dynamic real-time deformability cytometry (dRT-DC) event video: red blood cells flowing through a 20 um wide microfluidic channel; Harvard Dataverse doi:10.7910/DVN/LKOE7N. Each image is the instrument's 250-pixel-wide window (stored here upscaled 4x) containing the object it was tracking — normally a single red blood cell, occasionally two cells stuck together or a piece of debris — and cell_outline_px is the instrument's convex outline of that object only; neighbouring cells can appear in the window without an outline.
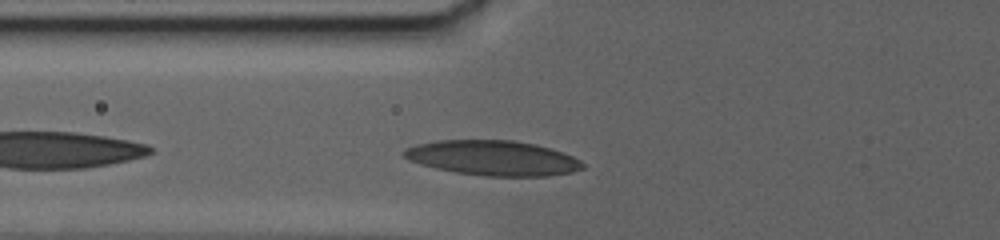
{"species": "human", "species_latin": "Homo sapiens", "temperature_condition": "warm", "stored_images_in_passage": 59, "camera_frame_rate_fps": 3000, "um_per_image_px": 0.085, "donor": {"sex": "female"}, "frame": {"image": 1, "passage_image": 8, "time_ms": 1.333, "image_size_px": [1000, 240], "cell_outline_px": [[584, 168], [572, 172], [548, 176], [484, 176], [456, 172], [436, 168], [420, 164], [408, 160], [400, 156], [400, 152], [404, 148], [416, 144], [436, 140], [512, 140], [536, 144], [552, 148], [564, 152], [580, 160], [584, 164]], "centroid_in_image_um": [41.86, 13.42], "position_along_channel_um": 83.9, "area_um2": 36.82}}
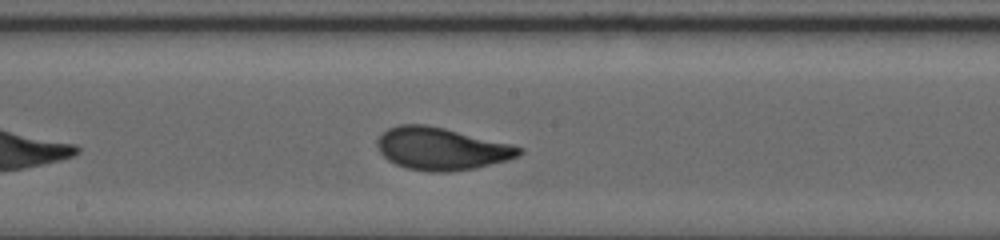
{"frame": {"image": 2, "passage_image": 29, "time_ms": 6.0, "image_size_px": [1000, 240], "cell_outline_px": [[524, 152], [520, 156], [508, 160], [476, 168], [448, 172], [428, 172], [404, 168], [388, 160], [380, 152], [376, 144], [380, 136], [388, 128], [400, 124], [424, 124], [444, 128], [524, 148]], "centroid_in_image_um": [37.51, 12.66], "position_along_channel_um": 210.7, "area_um2": 34.97}}
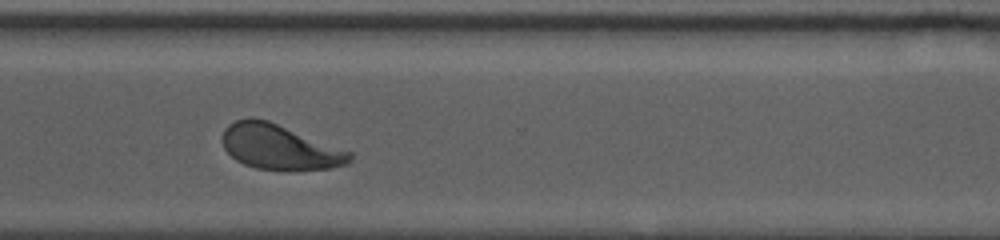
{"frame": {"image": 3, "passage_image": 50, "time_ms": 11.0, "image_size_px": [1000, 240], "cell_outline_px": [[352, 160], [348, 164], [332, 168], [256, 168], [244, 164], [236, 160], [224, 148], [220, 136], [224, 128], [228, 124], [236, 120], [252, 116], [268, 120], [352, 152]], "centroid_in_image_um": [23.72, 12.45], "position_along_channel_um": 346.9, "area_um2": 33.0}, "authors_computed_cell_mechanics": {"area_um2": 34.1598, "velocity_mm_per_s": 2.7296, "shape_relaxation_time_tau1_ms": 5.044, "shape_relaxation_time_tau2_ms": 1.1248, "deformation_change_tau1": 0.1981, "deformation_change_tau2": 0.0715}}